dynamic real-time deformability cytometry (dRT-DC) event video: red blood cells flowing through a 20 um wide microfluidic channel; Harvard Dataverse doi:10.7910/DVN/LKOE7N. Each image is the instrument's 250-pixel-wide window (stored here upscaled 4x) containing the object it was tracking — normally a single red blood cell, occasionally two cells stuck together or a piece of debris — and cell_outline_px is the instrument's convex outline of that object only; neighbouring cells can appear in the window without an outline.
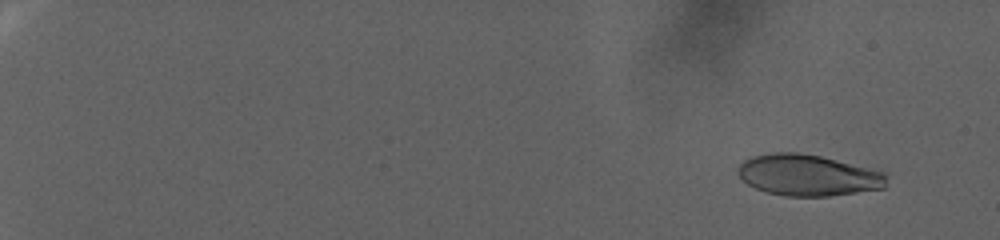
{"species": "human", "species_latin": "Homo sapiens", "temperature_condition": "warm", "stored_images_in_passage": 109, "camera_frame_rate_fps": 3000, "um_per_image_px": 0.085, "donor": {"sex": "female"}, "frame": {"image": 1, "passage_image": 10, "time_ms": 3.0, "image_size_px": [1000, 240], "cell_outline_px": [[888, 176], [884, 188], [828, 196], [784, 196], [764, 192], [748, 184], [736, 172], [740, 164], [744, 160], [752, 156], [772, 152], [796, 152], [820, 156], [884, 172]], "centroid_in_image_um": [68.64, 14.89], "position_along_channel_um": 16.4, "area_um2": 35.6}}
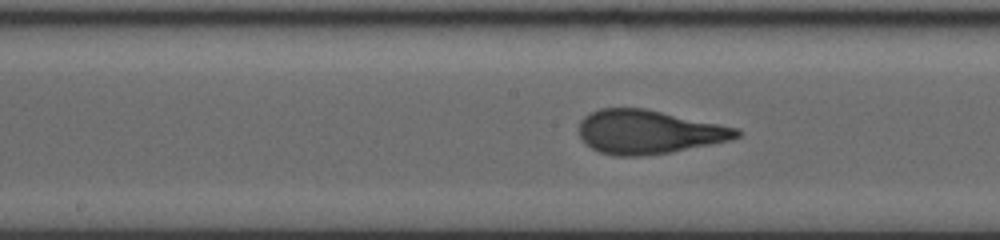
{"frame": {"image": 2, "passage_image": 66, "time_ms": 21.667, "image_size_px": [1000, 240], "cell_outline_px": [[740, 136], [732, 140], [672, 152], [640, 156], [612, 156], [600, 152], [584, 144], [580, 136], [580, 120], [584, 116], [600, 108], [644, 108], [740, 128]], "centroid_in_image_um": [55.14, 11.22], "position_along_channel_um": 193.1, "area_um2": 40.4}}
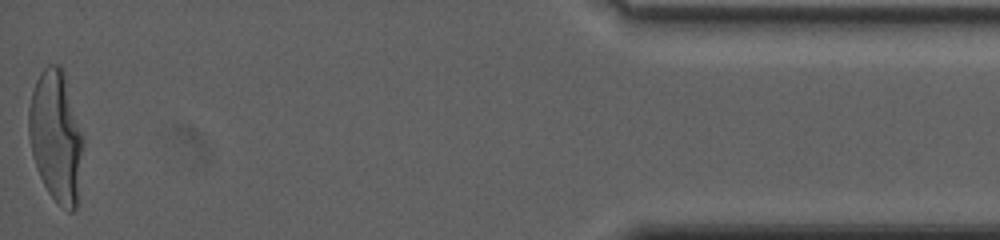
{"frame": {"image": 3, "passage_image": 109, "time_ms": 36.0, "image_size_px": [1000, 240], "cell_outline_px": [[84, 144], [76, 208], [72, 212], [68, 212], [48, 192], [36, 168], [28, 136], [28, 108], [32, 92], [36, 80], [40, 72], [48, 64], [60, 64], [64, 72], [84, 140]], "centroid_in_image_um": [4.76, 11.57], "position_along_channel_um": 430.4, "area_um2": 41.62}, "authors_computed_cell_mechanics": {"area_um2": 38.6104, "velocity_mm_per_s": 2.0944, "shape_relaxation_time_tau1_ms": 8.5605, "shape_relaxation_time_tau2_ms": null, "deformation_change_tau1": 0.2712, "deformation_change_tau2": null}}